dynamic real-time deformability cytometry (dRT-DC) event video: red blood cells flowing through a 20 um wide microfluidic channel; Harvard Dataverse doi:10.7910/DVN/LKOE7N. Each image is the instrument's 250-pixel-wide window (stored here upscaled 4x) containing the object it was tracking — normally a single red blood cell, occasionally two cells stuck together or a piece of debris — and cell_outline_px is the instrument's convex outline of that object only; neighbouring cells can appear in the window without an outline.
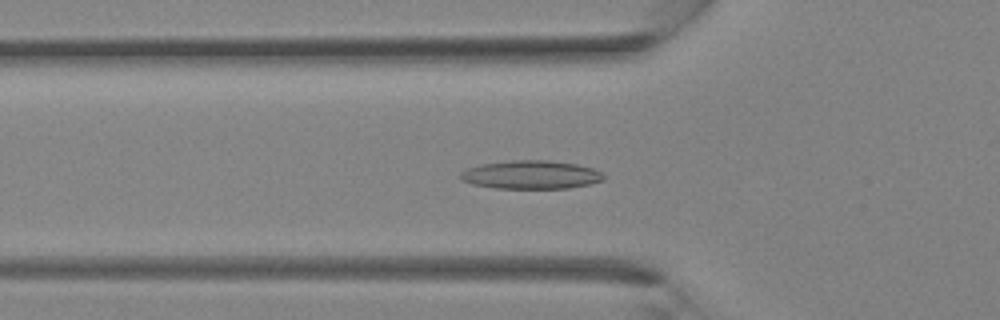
{"species": "Egyptian fruit bat (a non-hibernating species)", "species_latin": "Rousettus aegyptiacus", "temperature_condition": "room temperature", "stored_images_in_passage": 31, "camera_frame_rate_fps": 3000, "um_per_image_px": 0.085, "animal": {"sex": "female"}, "frame": {"image": 1, "passage_image": 7, "time_ms": 2.0, "image_size_px": [1000, 320], "cell_outline_px": [[604, 180], [588, 184], [568, 188], [496, 188], [472, 184], [460, 180], [460, 172], [468, 168], [480, 164], [512, 160], [548, 160], [576, 164], [592, 168], [604, 172]], "centroid_in_image_um": [45.13, 14.85], "position_along_channel_um": 80.7, "area_um2": 23.76}}
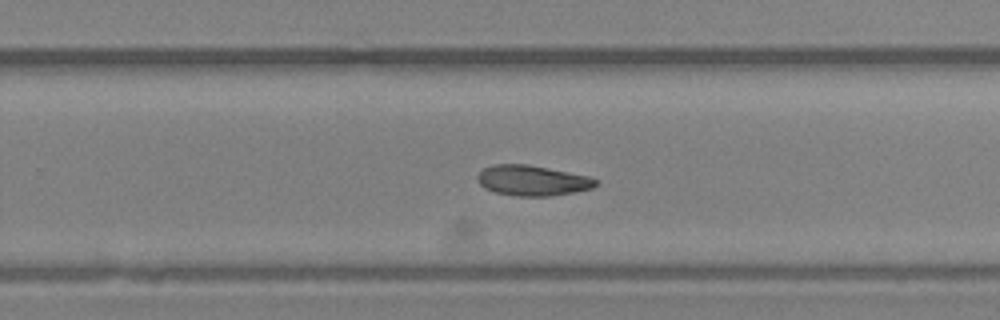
{"frame": {"image": 2, "passage_image": 18, "time_ms": 5.667, "image_size_px": [1000, 320], "cell_outline_px": [[596, 184], [592, 188], [552, 196], [516, 196], [496, 192], [484, 188], [476, 180], [476, 176], [484, 168], [492, 164], [528, 164], [588, 176], [596, 180]], "centroid_in_image_um": [45.19, 15.34], "position_along_channel_um": 284.6, "area_um2": 20.81}}
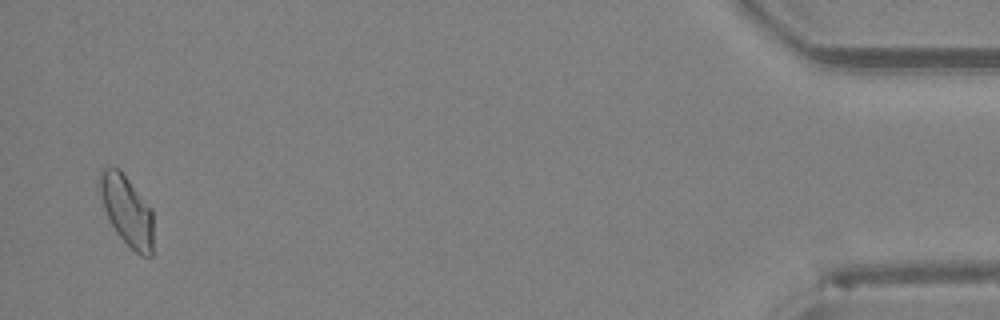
{"frame": {"image": 3, "passage_image": 30, "time_ms": 9.667, "image_size_px": [1000, 320], "cell_outline_px": [[152, 256], [140, 256], [116, 232], [104, 208], [100, 192], [100, 168], [116, 168], [128, 180], [152, 208]], "centroid_in_image_um": [10.8, 17.92], "position_along_channel_um": 424.4, "area_um2": 21.21}}